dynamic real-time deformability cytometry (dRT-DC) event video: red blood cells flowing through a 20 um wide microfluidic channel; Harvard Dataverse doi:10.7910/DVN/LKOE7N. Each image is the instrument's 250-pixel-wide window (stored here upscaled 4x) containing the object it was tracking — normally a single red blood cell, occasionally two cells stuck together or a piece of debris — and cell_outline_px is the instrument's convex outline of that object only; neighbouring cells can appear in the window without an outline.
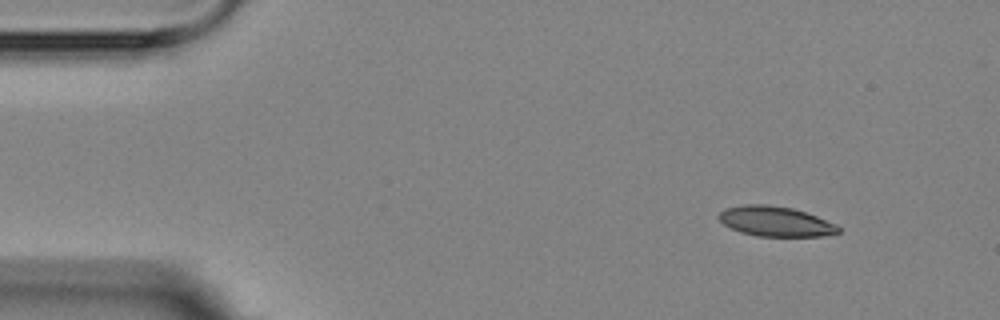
{"species": "Egyptian fruit bat (a non-hibernating species)", "species_latin": "Rousettus aegyptiacus", "temperature_condition": "room temperature", "stored_images_in_passage": 3, "camera_frame_rate_fps": 3000, "um_per_image_px": 0.085, "animal": {"sex": "female"}, "frame": {"image": 1, "passage_image": 1, "time_ms": 0.0, "image_size_px": [1000, 320], "cell_outline_px": [[840, 232], [820, 236], [756, 236], [740, 232], [724, 224], [716, 216], [724, 208], [744, 204], [768, 204], [792, 208], [816, 216], [836, 224], [840, 228]], "centroid_in_image_um": [65.88, 18.81], "position_along_channel_um": 19.1, "area_um2": 20.87}}
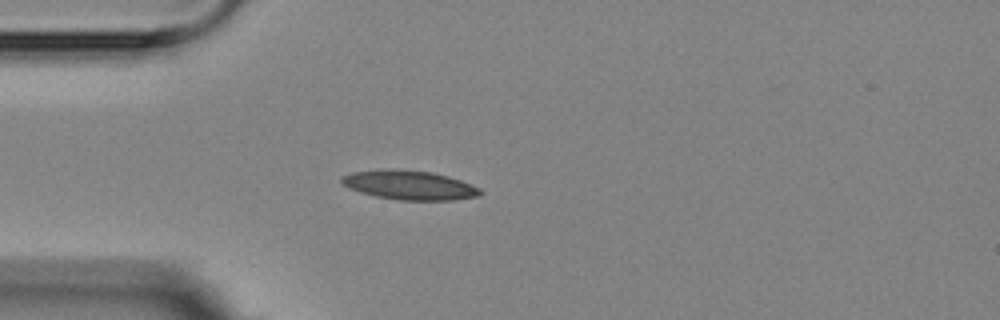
{"frame": {"image": 2, "passage_image": 3, "time_ms": 3.0, "image_size_px": [1000, 320], "cell_outline_px": [[480, 192], [476, 196], [452, 200], [400, 200], [376, 196], [360, 192], [344, 184], [340, 180], [344, 176], [352, 172], [384, 168], [392, 168], [432, 172], [448, 176], [460, 180], [480, 188]], "centroid_in_image_um": [34.78, 15.72], "position_along_channel_um": 50.2, "area_um2": 23.35}}